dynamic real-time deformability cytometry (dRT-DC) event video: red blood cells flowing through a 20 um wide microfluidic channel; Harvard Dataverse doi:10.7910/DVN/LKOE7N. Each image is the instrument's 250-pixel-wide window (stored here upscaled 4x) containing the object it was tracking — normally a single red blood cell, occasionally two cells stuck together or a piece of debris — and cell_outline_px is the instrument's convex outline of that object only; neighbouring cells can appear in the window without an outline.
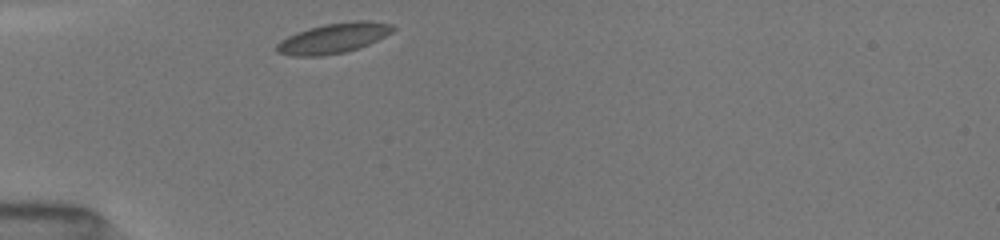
{"species": "common noctule bat (a hibernating species)", "species_latin": "Nyctalus noctula", "temperature_condition": "room temperature", "stored_images_in_passage": 30, "camera_frame_rate_fps": 3000, "um_per_image_px": 0.085, "animal": {"sex": "female", "body_mass_g": 19.5, "forearm_length_mm": 54.1}, "frame": {"image": 1, "passage_image": 1, "time_ms": 0.0, "image_size_px": [1000, 240], "cell_outline_px": [[396, 28], [392, 32], [360, 48], [344, 52], [320, 56], [292, 56], [276, 52], [276, 44], [280, 40], [296, 32], [308, 28], [324, 24], [352, 20], [360, 20], [392, 24]], "centroid_in_image_um": [28.31, 3.24], "position_along_channel_um": 56.7, "area_um2": 20.4}}
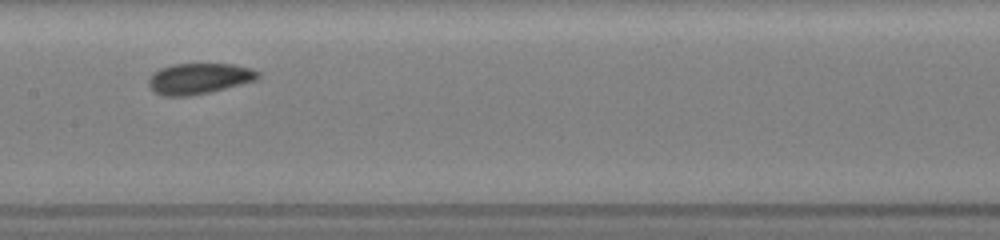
{"frame": {"image": 2, "passage_image": 12, "time_ms": 3.667, "image_size_px": [1000, 240], "cell_outline_px": [[260, 76], [256, 80], [208, 92], [188, 96], [160, 96], [148, 84], [148, 80], [152, 72], [160, 68], [172, 64], [232, 64], [252, 68], [260, 72]], "centroid_in_image_um": [16.9, 6.67], "position_along_channel_um": 190.5, "area_um2": 19.59}}
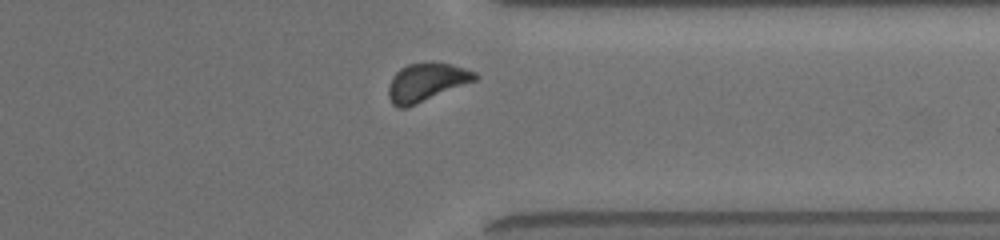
{"frame": {"image": 3, "passage_image": 26, "time_ms": 8.333, "image_size_px": [1000, 240], "cell_outline_px": [[480, 76], [476, 80], [408, 108], [396, 108], [392, 104], [388, 96], [388, 84], [392, 76], [400, 68], [408, 64], [432, 60], [452, 64], [476, 72]], "centroid_in_image_um": [36.23, 6.98], "position_along_channel_um": 375.2, "area_um2": 19.83}, "authors_computed_cell_mechanics": {"area_um2": 19.2763, "velocity_mm_per_s": 3.9826, "shape_relaxation_time_tau1_ms": 1.9372, "shape_relaxation_time_tau2_ms": 5.1375, "deformation_change_tau1": 0.0591, "deformation_change_tau2": 0.0739}}